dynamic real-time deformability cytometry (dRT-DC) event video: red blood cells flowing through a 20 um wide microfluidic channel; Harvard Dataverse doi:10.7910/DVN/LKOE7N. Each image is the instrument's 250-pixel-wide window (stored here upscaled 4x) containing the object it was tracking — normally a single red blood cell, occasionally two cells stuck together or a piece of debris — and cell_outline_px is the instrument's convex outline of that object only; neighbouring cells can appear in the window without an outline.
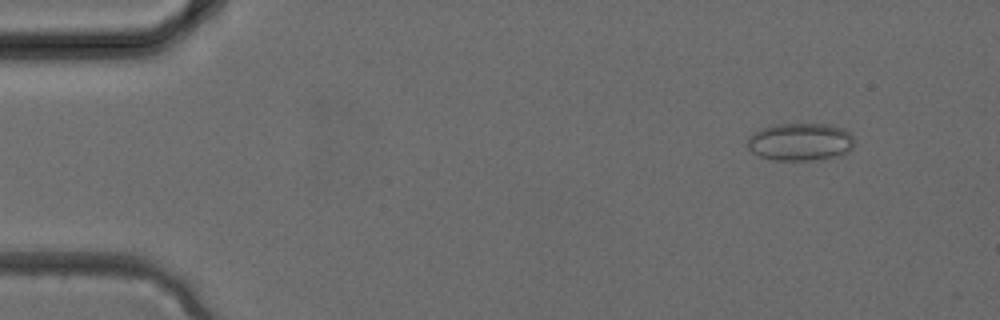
{"species": "common noctule bat (a hibernating species)", "species_latin": "Nyctalus noctula", "temperature_condition": "cold", "stored_images_in_passage": 3, "camera_frame_rate_fps": 3000, "um_per_image_px": 0.085, "animal": {"sex": "female", "body_mass_g": 24.6, "forearm_length_mm": 56.2}, "frame": {"image": 1, "passage_image": 2, "time_ms": 0.333, "image_size_px": [1000, 320], "cell_outline_px": [[852, 148], [848, 152], [840, 156], [816, 160], [772, 160], [760, 156], [752, 152], [744, 144], [748, 136], [752, 132], [760, 128], [772, 124], [832, 124], [844, 128], [852, 136]], "centroid_in_image_um": [67.97, 12.05], "position_along_channel_um": 17.0, "area_um2": 23.99}}